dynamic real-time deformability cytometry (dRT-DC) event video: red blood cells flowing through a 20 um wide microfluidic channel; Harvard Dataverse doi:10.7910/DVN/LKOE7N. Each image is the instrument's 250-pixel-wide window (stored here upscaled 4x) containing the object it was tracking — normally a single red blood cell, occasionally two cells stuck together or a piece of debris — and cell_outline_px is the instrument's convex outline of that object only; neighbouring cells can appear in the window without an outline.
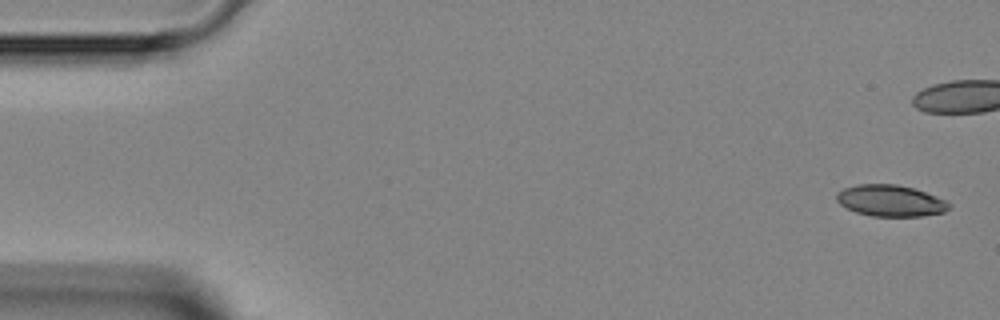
{"species": "Egyptian fruit bat (a non-hibernating species)", "species_latin": "Rousettus aegyptiacus", "temperature_condition": "room temperature", "stored_images_in_passage": 5, "camera_frame_rate_fps": 3000, "um_per_image_px": 0.085, "animal": {"sex": "female"}, "frame": {"image": 1, "passage_image": 1, "time_ms": 0.0, "image_size_px": [1000, 320], "cell_outline_px": [[952, 204], [944, 212], [920, 216], [872, 216], [856, 212], [840, 204], [836, 200], [836, 196], [844, 188], [856, 184], [896, 184], [912, 188], [936, 196]], "centroid_in_image_um": [75.68, 17.06], "position_along_channel_um": 9.3, "area_um2": 20.35}}
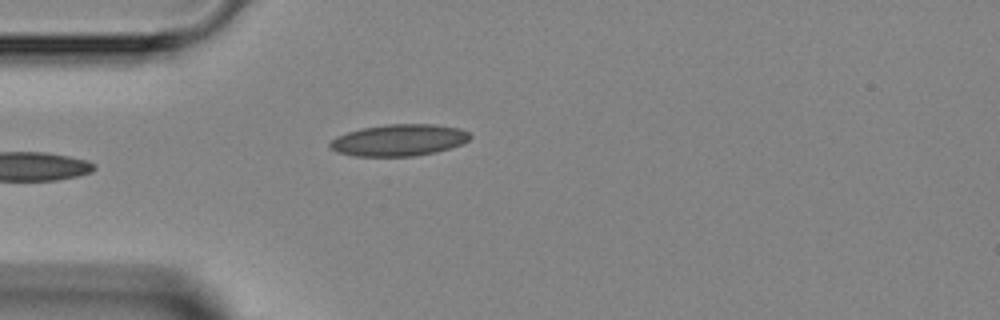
{"frame": {"image": 2, "passage_image": 5, "time_ms": 4.667, "image_size_px": [1000, 320], "cell_outline_px": [[472, 136], [464, 144], [436, 152], [416, 156], [352, 156], [336, 152], [328, 148], [328, 144], [336, 136], [360, 128], [388, 124], [436, 124], [460, 128], [468, 132]], "centroid_in_image_um": [33.91, 11.91], "position_along_channel_um": 51.1, "area_um2": 26.18}}